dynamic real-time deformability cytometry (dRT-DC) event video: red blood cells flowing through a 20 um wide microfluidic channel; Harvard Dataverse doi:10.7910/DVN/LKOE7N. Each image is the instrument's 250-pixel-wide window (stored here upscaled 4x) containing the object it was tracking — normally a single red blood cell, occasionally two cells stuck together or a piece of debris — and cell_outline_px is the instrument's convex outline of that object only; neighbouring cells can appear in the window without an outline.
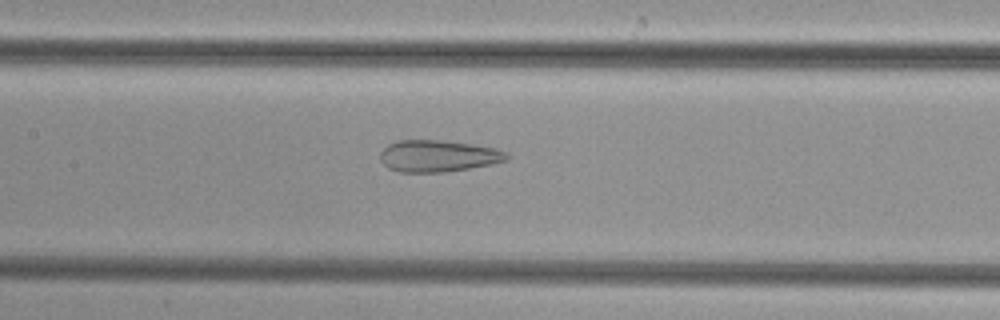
{"species": "common noctule bat (a hibernating species)", "species_latin": "Nyctalus noctula", "temperature_condition": "cold", "stored_images_in_passage": 34, "camera_frame_rate_fps": 3000, "um_per_image_px": 0.085, "animal": {"sex": "female", "body_mass_g": 29.2, "forearm_length_mm": 56.3}, "frame": {"image": 1, "passage_image": 8, "time_ms": 2.333, "image_size_px": [1000, 320], "cell_outline_px": [[508, 160], [492, 164], [444, 172], [400, 172], [388, 168], [380, 160], [380, 152], [388, 144], [396, 140], [440, 140], [472, 144], [496, 148], [508, 152]], "centroid_in_image_um": [37.23, 13.25], "position_along_channel_um": 170.2, "area_um2": 23.47}}
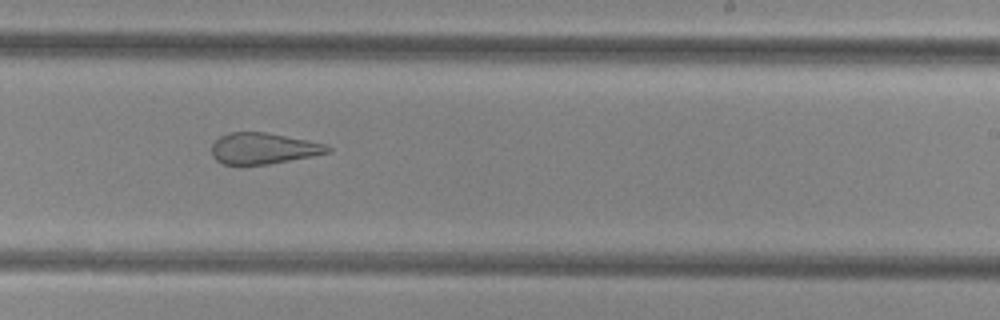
{"frame": {"image": 2, "passage_image": 15, "time_ms": 4.667, "image_size_px": [1000, 320], "cell_outline_px": [[332, 152], [312, 156], [268, 164], [224, 164], [216, 160], [212, 156], [212, 144], [220, 136], [228, 132], [268, 132], [324, 144], [332, 148]], "centroid_in_image_um": [22.37, 12.61], "position_along_channel_um": 266.6, "area_um2": 20.92}}
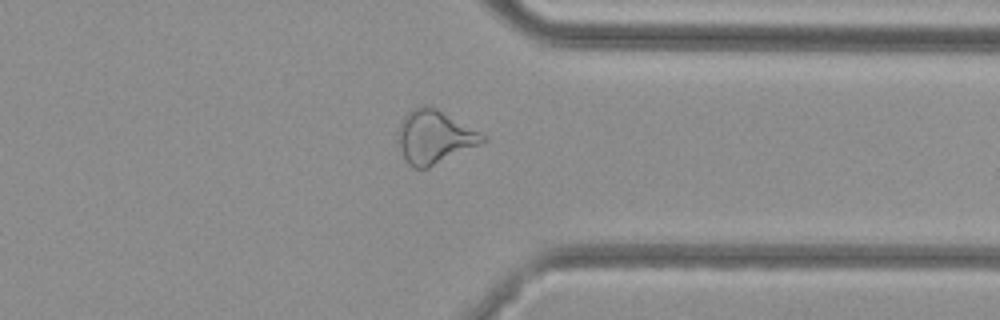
{"frame": {"image": 3, "passage_image": 23, "time_ms": 7.333, "image_size_px": [1000, 320], "cell_outline_px": [[488, 140], [480, 144], [428, 168], [412, 168], [408, 164], [400, 148], [400, 124], [404, 116], [412, 108], [424, 104], [432, 104], [488, 136]], "centroid_in_image_um": [36.98, 11.6], "position_along_channel_um": 374.4, "area_um2": 26.36}}